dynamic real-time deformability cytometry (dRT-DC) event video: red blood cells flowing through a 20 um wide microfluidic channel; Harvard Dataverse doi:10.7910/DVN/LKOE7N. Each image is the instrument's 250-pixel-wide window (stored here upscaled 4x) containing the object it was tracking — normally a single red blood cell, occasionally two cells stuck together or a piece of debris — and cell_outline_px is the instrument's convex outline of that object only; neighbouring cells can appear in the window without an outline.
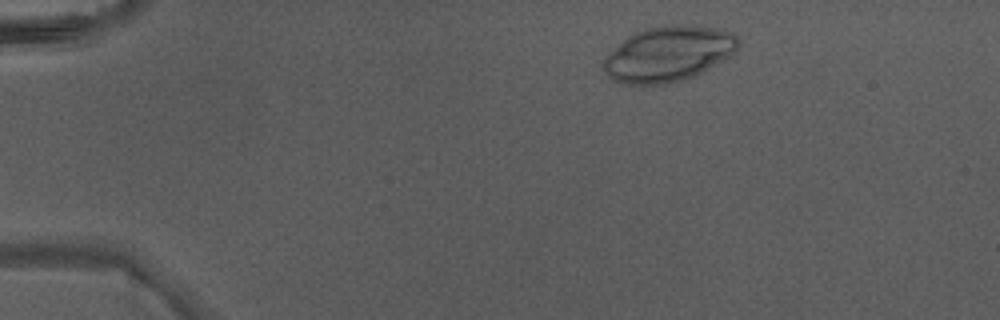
{"species": "Egyptian fruit bat (a non-hibernating species)", "species_latin": "Rousettus aegyptiacus", "temperature_condition": "warm", "stored_images_in_passage": 2, "camera_frame_rate_fps": 3000, "um_per_image_px": 0.085, "animal": {"sex": "male"}, "frame": {"image": 1, "passage_image": 1, "time_ms": 0.0, "image_size_px": [1000, 320], "cell_outline_px": [[740, 44], [736, 52], [732, 56], [696, 76], [684, 80], [668, 84], [620, 84], [612, 80], [600, 68], [600, 64], [608, 52], [628, 36], [644, 28], [672, 24], [692, 24], [716, 28], [732, 32], [740, 40]], "centroid_in_image_um": [56.81, 4.59], "position_along_channel_um": 28.2, "area_um2": 44.45}}